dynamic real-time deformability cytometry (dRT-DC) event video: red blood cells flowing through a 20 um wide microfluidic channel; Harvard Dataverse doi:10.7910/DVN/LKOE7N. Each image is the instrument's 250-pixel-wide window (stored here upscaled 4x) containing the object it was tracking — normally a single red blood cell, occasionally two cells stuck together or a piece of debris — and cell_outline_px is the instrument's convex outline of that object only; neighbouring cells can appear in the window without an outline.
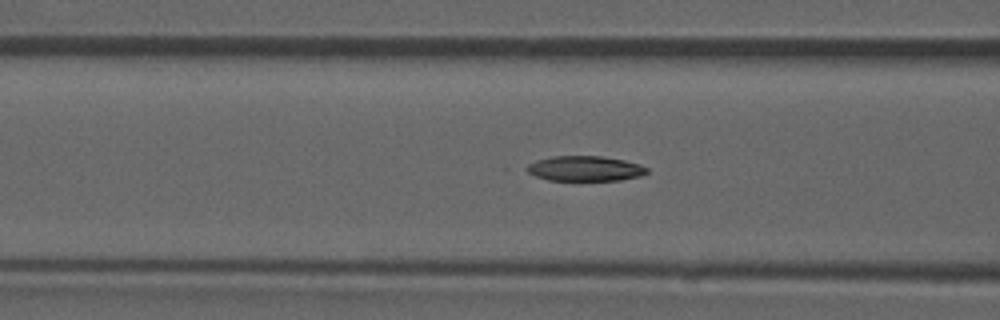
{"species": "common noctule bat (a hibernating species)", "species_latin": "Nyctalus noctula", "temperature_condition": "room temperature", "stored_images_in_passage": 46, "camera_frame_rate_fps": 3000, "um_per_image_px": 0.085, "animal": {"sex": "male", "forearm_length_mm": 52.5}, "frame": {"image": 1, "passage_image": 14, "time_ms": 4.333, "image_size_px": [1000, 320], "cell_outline_px": [[648, 172], [640, 176], [620, 180], [548, 180], [536, 176], [520, 168], [536, 160], [552, 156], [600, 156], [624, 160], [640, 164], [648, 168]], "centroid_in_image_um": [49.68, 14.32], "position_along_channel_um": 116.9, "area_um2": 17.69}, "authors_computed_cell_mechanics": {"area_um2": 18.3515, "velocity_mm_per_s": 3.8597, "shape_relaxation_time_tau1_ms": 8.4949, "shape_relaxation_time_tau2_ms": 5.9244, "deformation_change_tau1": 0.2064, "deformation_change_tau2": 0.1074}}